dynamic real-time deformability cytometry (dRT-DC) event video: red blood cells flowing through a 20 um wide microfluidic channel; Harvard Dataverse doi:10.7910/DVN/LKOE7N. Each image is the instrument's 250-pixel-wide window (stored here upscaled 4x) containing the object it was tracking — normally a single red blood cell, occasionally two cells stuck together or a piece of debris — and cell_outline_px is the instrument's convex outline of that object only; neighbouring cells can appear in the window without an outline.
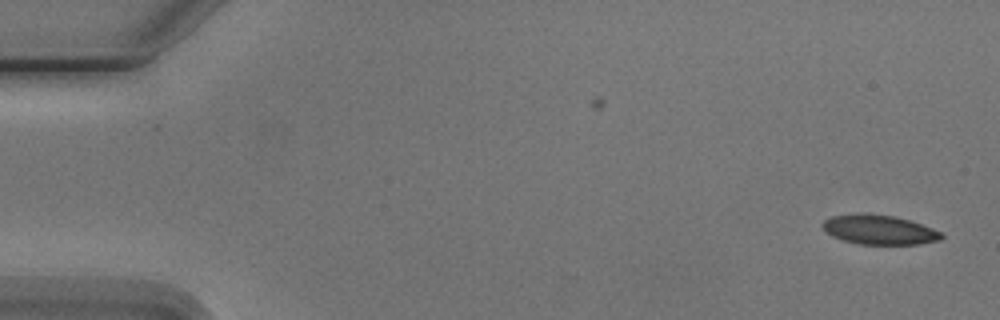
{"species": "Egyptian fruit bat (a non-hibernating species)", "species_latin": "Rousettus aegyptiacus", "temperature_condition": "cold", "stored_images_in_passage": 2, "camera_frame_rate_fps": 3000, "um_per_image_px": 0.085, "animal": {"sex": "male"}, "frame": {"image": 1, "passage_image": 2, "time_ms": 1.333, "image_size_px": [1000, 320], "cell_outline_px": [[944, 236], [940, 240], [920, 244], [860, 244], [844, 240], [832, 236], [820, 224], [824, 220], [832, 216], [860, 212], [868, 212], [892, 216], [908, 220], [932, 228], [940, 232]], "centroid_in_image_um": [74.71, 19.51], "position_along_channel_um": 10.3, "area_um2": 20.4}}